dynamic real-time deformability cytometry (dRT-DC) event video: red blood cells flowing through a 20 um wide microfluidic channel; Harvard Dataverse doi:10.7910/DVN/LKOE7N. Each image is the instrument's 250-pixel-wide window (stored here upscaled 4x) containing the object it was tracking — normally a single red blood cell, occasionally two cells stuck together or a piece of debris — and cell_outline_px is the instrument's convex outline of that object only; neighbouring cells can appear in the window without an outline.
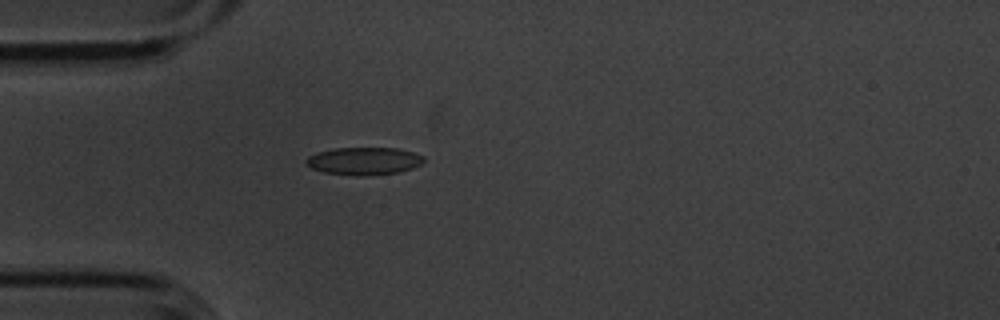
{"species": "common noctule bat (a hibernating species)", "species_latin": "Nyctalus noctula", "temperature_condition": "cold", "stored_images_in_passage": 4, "camera_frame_rate_fps": 3000, "um_per_image_px": 0.085, "animal": {"sex": "male", "body_mass_g": 20.1, "forearm_length_mm": 53.5}, "frame": {"image": 1, "passage_image": 4, "time_ms": 1.0, "image_size_px": [1000, 320], "cell_outline_px": [[424, 160], [420, 164], [412, 168], [400, 172], [364, 176], [324, 172], [312, 168], [304, 164], [304, 160], [308, 156], [316, 152], [332, 148], [396, 148], [412, 152], [424, 156]], "centroid_in_image_um": [30.9, 13.68], "position_along_channel_um": 54.1, "area_um2": 18.96}}